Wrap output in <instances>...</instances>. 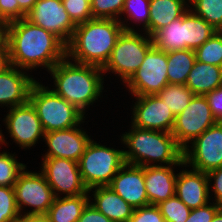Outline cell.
Returning a JSON list of instances; mask_svg holds the SVG:
<instances>
[{"label": "cell", "instance_id": "cell-34", "mask_svg": "<svg viewBox=\"0 0 222 222\" xmlns=\"http://www.w3.org/2000/svg\"><path fill=\"white\" fill-rule=\"evenodd\" d=\"M20 216L14 188L0 186V222H16Z\"/></svg>", "mask_w": 222, "mask_h": 222}, {"label": "cell", "instance_id": "cell-10", "mask_svg": "<svg viewBox=\"0 0 222 222\" xmlns=\"http://www.w3.org/2000/svg\"><path fill=\"white\" fill-rule=\"evenodd\" d=\"M13 188L20 214H22L24 206L32 207L31 211L25 213L26 215L47 214L56 198L42 172H30L24 169L19 174Z\"/></svg>", "mask_w": 222, "mask_h": 222}, {"label": "cell", "instance_id": "cell-22", "mask_svg": "<svg viewBox=\"0 0 222 222\" xmlns=\"http://www.w3.org/2000/svg\"><path fill=\"white\" fill-rule=\"evenodd\" d=\"M185 85L194 95L205 96L222 86V67L196 60Z\"/></svg>", "mask_w": 222, "mask_h": 222}, {"label": "cell", "instance_id": "cell-16", "mask_svg": "<svg viewBox=\"0 0 222 222\" xmlns=\"http://www.w3.org/2000/svg\"><path fill=\"white\" fill-rule=\"evenodd\" d=\"M108 186L134 209L149 205L142 166L125 163Z\"/></svg>", "mask_w": 222, "mask_h": 222}, {"label": "cell", "instance_id": "cell-19", "mask_svg": "<svg viewBox=\"0 0 222 222\" xmlns=\"http://www.w3.org/2000/svg\"><path fill=\"white\" fill-rule=\"evenodd\" d=\"M23 70L9 65L0 73V106L12 108L29 101L36 80Z\"/></svg>", "mask_w": 222, "mask_h": 222}, {"label": "cell", "instance_id": "cell-1", "mask_svg": "<svg viewBox=\"0 0 222 222\" xmlns=\"http://www.w3.org/2000/svg\"><path fill=\"white\" fill-rule=\"evenodd\" d=\"M3 41L9 65L27 71L39 66L49 71L66 57V44L59 37L26 18L4 25Z\"/></svg>", "mask_w": 222, "mask_h": 222}, {"label": "cell", "instance_id": "cell-25", "mask_svg": "<svg viewBox=\"0 0 222 222\" xmlns=\"http://www.w3.org/2000/svg\"><path fill=\"white\" fill-rule=\"evenodd\" d=\"M196 61L194 50L183 49L167 53V77L169 84H186L189 72Z\"/></svg>", "mask_w": 222, "mask_h": 222}, {"label": "cell", "instance_id": "cell-24", "mask_svg": "<svg viewBox=\"0 0 222 222\" xmlns=\"http://www.w3.org/2000/svg\"><path fill=\"white\" fill-rule=\"evenodd\" d=\"M88 195L56 197L46 215L51 222H77L84 207L91 201Z\"/></svg>", "mask_w": 222, "mask_h": 222}, {"label": "cell", "instance_id": "cell-21", "mask_svg": "<svg viewBox=\"0 0 222 222\" xmlns=\"http://www.w3.org/2000/svg\"><path fill=\"white\" fill-rule=\"evenodd\" d=\"M93 191L92 204L99 212L103 213L112 222H129L134 208L109 186H97L88 190Z\"/></svg>", "mask_w": 222, "mask_h": 222}, {"label": "cell", "instance_id": "cell-35", "mask_svg": "<svg viewBox=\"0 0 222 222\" xmlns=\"http://www.w3.org/2000/svg\"><path fill=\"white\" fill-rule=\"evenodd\" d=\"M91 12L93 18L115 19L121 21V12L125 0H91Z\"/></svg>", "mask_w": 222, "mask_h": 222}, {"label": "cell", "instance_id": "cell-9", "mask_svg": "<svg viewBox=\"0 0 222 222\" xmlns=\"http://www.w3.org/2000/svg\"><path fill=\"white\" fill-rule=\"evenodd\" d=\"M168 84L167 53L153 45L125 85L132 96H143L157 95Z\"/></svg>", "mask_w": 222, "mask_h": 222}, {"label": "cell", "instance_id": "cell-26", "mask_svg": "<svg viewBox=\"0 0 222 222\" xmlns=\"http://www.w3.org/2000/svg\"><path fill=\"white\" fill-rule=\"evenodd\" d=\"M185 25V49L196 50L217 31L203 18L189 9L183 15Z\"/></svg>", "mask_w": 222, "mask_h": 222}, {"label": "cell", "instance_id": "cell-44", "mask_svg": "<svg viewBox=\"0 0 222 222\" xmlns=\"http://www.w3.org/2000/svg\"><path fill=\"white\" fill-rule=\"evenodd\" d=\"M16 222H51L46 214L39 215H22Z\"/></svg>", "mask_w": 222, "mask_h": 222}, {"label": "cell", "instance_id": "cell-42", "mask_svg": "<svg viewBox=\"0 0 222 222\" xmlns=\"http://www.w3.org/2000/svg\"><path fill=\"white\" fill-rule=\"evenodd\" d=\"M209 182L214 180L213 191L215 203L222 206V167L214 169L207 173ZM213 179V180H212Z\"/></svg>", "mask_w": 222, "mask_h": 222}, {"label": "cell", "instance_id": "cell-3", "mask_svg": "<svg viewBox=\"0 0 222 222\" xmlns=\"http://www.w3.org/2000/svg\"><path fill=\"white\" fill-rule=\"evenodd\" d=\"M74 63L65 57L49 70L55 85L52 90L85 115L86 107L94 104L104 90L103 71L97 66Z\"/></svg>", "mask_w": 222, "mask_h": 222}, {"label": "cell", "instance_id": "cell-8", "mask_svg": "<svg viewBox=\"0 0 222 222\" xmlns=\"http://www.w3.org/2000/svg\"><path fill=\"white\" fill-rule=\"evenodd\" d=\"M217 123L205 96L194 95L189 105L178 115L172 129V135L178 145L185 150L204 131Z\"/></svg>", "mask_w": 222, "mask_h": 222}, {"label": "cell", "instance_id": "cell-6", "mask_svg": "<svg viewBox=\"0 0 222 222\" xmlns=\"http://www.w3.org/2000/svg\"><path fill=\"white\" fill-rule=\"evenodd\" d=\"M124 150L106 147L90 140L79 160V169L87 189L108 186L125 164Z\"/></svg>", "mask_w": 222, "mask_h": 222}, {"label": "cell", "instance_id": "cell-30", "mask_svg": "<svg viewBox=\"0 0 222 222\" xmlns=\"http://www.w3.org/2000/svg\"><path fill=\"white\" fill-rule=\"evenodd\" d=\"M196 60L222 67V34L214 33L205 43L195 50Z\"/></svg>", "mask_w": 222, "mask_h": 222}, {"label": "cell", "instance_id": "cell-46", "mask_svg": "<svg viewBox=\"0 0 222 222\" xmlns=\"http://www.w3.org/2000/svg\"><path fill=\"white\" fill-rule=\"evenodd\" d=\"M211 222H222V207L216 212Z\"/></svg>", "mask_w": 222, "mask_h": 222}, {"label": "cell", "instance_id": "cell-49", "mask_svg": "<svg viewBox=\"0 0 222 222\" xmlns=\"http://www.w3.org/2000/svg\"><path fill=\"white\" fill-rule=\"evenodd\" d=\"M218 32H220L221 34H222V27L219 29V31Z\"/></svg>", "mask_w": 222, "mask_h": 222}, {"label": "cell", "instance_id": "cell-40", "mask_svg": "<svg viewBox=\"0 0 222 222\" xmlns=\"http://www.w3.org/2000/svg\"><path fill=\"white\" fill-rule=\"evenodd\" d=\"M205 97L217 122H222V86L207 93Z\"/></svg>", "mask_w": 222, "mask_h": 222}, {"label": "cell", "instance_id": "cell-7", "mask_svg": "<svg viewBox=\"0 0 222 222\" xmlns=\"http://www.w3.org/2000/svg\"><path fill=\"white\" fill-rule=\"evenodd\" d=\"M153 46L152 37L136 31H123L118 37L110 58L102 68V73L118 74L126 83L142 64L147 51Z\"/></svg>", "mask_w": 222, "mask_h": 222}, {"label": "cell", "instance_id": "cell-4", "mask_svg": "<svg viewBox=\"0 0 222 222\" xmlns=\"http://www.w3.org/2000/svg\"><path fill=\"white\" fill-rule=\"evenodd\" d=\"M131 126V130L122 134L120 139L129 148L123 151L125 163L142 167L159 166L161 163L165 166L184 165L183 149L172 133Z\"/></svg>", "mask_w": 222, "mask_h": 222}, {"label": "cell", "instance_id": "cell-23", "mask_svg": "<svg viewBox=\"0 0 222 222\" xmlns=\"http://www.w3.org/2000/svg\"><path fill=\"white\" fill-rule=\"evenodd\" d=\"M187 1L189 0H150L149 36L152 37L158 30L183 16L190 7Z\"/></svg>", "mask_w": 222, "mask_h": 222}, {"label": "cell", "instance_id": "cell-32", "mask_svg": "<svg viewBox=\"0 0 222 222\" xmlns=\"http://www.w3.org/2000/svg\"><path fill=\"white\" fill-rule=\"evenodd\" d=\"M124 13L126 20L142 22L143 34L149 35L150 0H125L121 15Z\"/></svg>", "mask_w": 222, "mask_h": 222}, {"label": "cell", "instance_id": "cell-41", "mask_svg": "<svg viewBox=\"0 0 222 222\" xmlns=\"http://www.w3.org/2000/svg\"><path fill=\"white\" fill-rule=\"evenodd\" d=\"M77 222H112L103 213L99 212L90 201L84 207Z\"/></svg>", "mask_w": 222, "mask_h": 222}, {"label": "cell", "instance_id": "cell-47", "mask_svg": "<svg viewBox=\"0 0 222 222\" xmlns=\"http://www.w3.org/2000/svg\"><path fill=\"white\" fill-rule=\"evenodd\" d=\"M3 42V27L0 26V44Z\"/></svg>", "mask_w": 222, "mask_h": 222}, {"label": "cell", "instance_id": "cell-14", "mask_svg": "<svg viewBox=\"0 0 222 222\" xmlns=\"http://www.w3.org/2000/svg\"><path fill=\"white\" fill-rule=\"evenodd\" d=\"M4 121L10 137L23 149H29L40 137L44 138V129L30 101L10 108Z\"/></svg>", "mask_w": 222, "mask_h": 222}, {"label": "cell", "instance_id": "cell-20", "mask_svg": "<svg viewBox=\"0 0 222 222\" xmlns=\"http://www.w3.org/2000/svg\"><path fill=\"white\" fill-rule=\"evenodd\" d=\"M173 165L144 167L145 189L148 202L158 205L175 195L176 178Z\"/></svg>", "mask_w": 222, "mask_h": 222}, {"label": "cell", "instance_id": "cell-37", "mask_svg": "<svg viewBox=\"0 0 222 222\" xmlns=\"http://www.w3.org/2000/svg\"><path fill=\"white\" fill-rule=\"evenodd\" d=\"M129 222H165L157 205H146L133 210Z\"/></svg>", "mask_w": 222, "mask_h": 222}, {"label": "cell", "instance_id": "cell-48", "mask_svg": "<svg viewBox=\"0 0 222 222\" xmlns=\"http://www.w3.org/2000/svg\"><path fill=\"white\" fill-rule=\"evenodd\" d=\"M2 130H0V144L2 143H5V138L3 137L4 135L2 134L1 132Z\"/></svg>", "mask_w": 222, "mask_h": 222}, {"label": "cell", "instance_id": "cell-12", "mask_svg": "<svg viewBox=\"0 0 222 222\" xmlns=\"http://www.w3.org/2000/svg\"><path fill=\"white\" fill-rule=\"evenodd\" d=\"M42 159V169L40 170H42L41 172L55 197H60L61 192L65 194V197L88 194L78 162L65 158L43 157Z\"/></svg>", "mask_w": 222, "mask_h": 222}, {"label": "cell", "instance_id": "cell-5", "mask_svg": "<svg viewBox=\"0 0 222 222\" xmlns=\"http://www.w3.org/2000/svg\"><path fill=\"white\" fill-rule=\"evenodd\" d=\"M29 101L36 109L44 132L73 128L83 122L84 114L53 90L35 82Z\"/></svg>", "mask_w": 222, "mask_h": 222}, {"label": "cell", "instance_id": "cell-11", "mask_svg": "<svg viewBox=\"0 0 222 222\" xmlns=\"http://www.w3.org/2000/svg\"><path fill=\"white\" fill-rule=\"evenodd\" d=\"M183 150L184 166L208 173L222 167V122H217ZM189 164V165H187Z\"/></svg>", "mask_w": 222, "mask_h": 222}, {"label": "cell", "instance_id": "cell-45", "mask_svg": "<svg viewBox=\"0 0 222 222\" xmlns=\"http://www.w3.org/2000/svg\"><path fill=\"white\" fill-rule=\"evenodd\" d=\"M9 66L8 50L5 42L0 44V73Z\"/></svg>", "mask_w": 222, "mask_h": 222}, {"label": "cell", "instance_id": "cell-39", "mask_svg": "<svg viewBox=\"0 0 222 222\" xmlns=\"http://www.w3.org/2000/svg\"><path fill=\"white\" fill-rule=\"evenodd\" d=\"M18 20V1L0 0V26Z\"/></svg>", "mask_w": 222, "mask_h": 222}, {"label": "cell", "instance_id": "cell-33", "mask_svg": "<svg viewBox=\"0 0 222 222\" xmlns=\"http://www.w3.org/2000/svg\"><path fill=\"white\" fill-rule=\"evenodd\" d=\"M157 206L165 222H185L191 212V209L176 195L160 202Z\"/></svg>", "mask_w": 222, "mask_h": 222}, {"label": "cell", "instance_id": "cell-17", "mask_svg": "<svg viewBox=\"0 0 222 222\" xmlns=\"http://www.w3.org/2000/svg\"><path fill=\"white\" fill-rule=\"evenodd\" d=\"M78 127L80 126L45 133L43 139L49 148L43 157L65 158L79 162L91 138Z\"/></svg>", "mask_w": 222, "mask_h": 222}, {"label": "cell", "instance_id": "cell-36", "mask_svg": "<svg viewBox=\"0 0 222 222\" xmlns=\"http://www.w3.org/2000/svg\"><path fill=\"white\" fill-rule=\"evenodd\" d=\"M71 20L77 25L93 19L91 0H61Z\"/></svg>", "mask_w": 222, "mask_h": 222}, {"label": "cell", "instance_id": "cell-27", "mask_svg": "<svg viewBox=\"0 0 222 222\" xmlns=\"http://www.w3.org/2000/svg\"><path fill=\"white\" fill-rule=\"evenodd\" d=\"M153 45L166 53L185 49V25L183 16L158 30L153 36Z\"/></svg>", "mask_w": 222, "mask_h": 222}, {"label": "cell", "instance_id": "cell-28", "mask_svg": "<svg viewBox=\"0 0 222 222\" xmlns=\"http://www.w3.org/2000/svg\"><path fill=\"white\" fill-rule=\"evenodd\" d=\"M157 95L175 116L181 113L194 97L193 92L184 84H168Z\"/></svg>", "mask_w": 222, "mask_h": 222}, {"label": "cell", "instance_id": "cell-31", "mask_svg": "<svg viewBox=\"0 0 222 222\" xmlns=\"http://www.w3.org/2000/svg\"><path fill=\"white\" fill-rule=\"evenodd\" d=\"M24 169H26V165L17 162L14 154L0 153V186L13 187Z\"/></svg>", "mask_w": 222, "mask_h": 222}, {"label": "cell", "instance_id": "cell-18", "mask_svg": "<svg viewBox=\"0 0 222 222\" xmlns=\"http://www.w3.org/2000/svg\"><path fill=\"white\" fill-rule=\"evenodd\" d=\"M209 184L207 173L194 169H183L177 174L175 195L191 210L209 203Z\"/></svg>", "mask_w": 222, "mask_h": 222}, {"label": "cell", "instance_id": "cell-29", "mask_svg": "<svg viewBox=\"0 0 222 222\" xmlns=\"http://www.w3.org/2000/svg\"><path fill=\"white\" fill-rule=\"evenodd\" d=\"M190 9L203 18L216 31L222 27V0H189Z\"/></svg>", "mask_w": 222, "mask_h": 222}, {"label": "cell", "instance_id": "cell-43", "mask_svg": "<svg viewBox=\"0 0 222 222\" xmlns=\"http://www.w3.org/2000/svg\"><path fill=\"white\" fill-rule=\"evenodd\" d=\"M18 1V20L26 18L38 0H17Z\"/></svg>", "mask_w": 222, "mask_h": 222}, {"label": "cell", "instance_id": "cell-2", "mask_svg": "<svg viewBox=\"0 0 222 222\" xmlns=\"http://www.w3.org/2000/svg\"><path fill=\"white\" fill-rule=\"evenodd\" d=\"M115 19L93 18L76 25L66 44V57L76 63L103 68L123 31H135Z\"/></svg>", "mask_w": 222, "mask_h": 222}, {"label": "cell", "instance_id": "cell-13", "mask_svg": "<svg viewBox=\"0 0 222 222\" xmlns=\"http://www.w3.org/2000/svg\"><path fill=\"white\" fill-rule=\"evenodd\" d=\"M26 19L54 33L65 44L70 41L76 28L61 0H38Z\"/></svg>", "mask_w": 222, "mask_h": 222}, {"label": "cell", "instance_id": "cell-38", "mask_svg": "<svg viewBox=\"0 0 222 222\" xmlns=\"http://www.w3.org/2000/svg\"><path fill=\"white\" fill-rule=\"evenodd\" d=\"M222 206L215 202L206 204L205 206L192 209L188 219L185 222H211L216 212Z\"/></svg>", "mask_w": 222, "mask_h": 222}, {"label": "cell", "instance_id": "cell-15", "mask_svg": "<svg viewBox=\"0 0 222 222\" xmlns=\"http://www.w3.org/2000/svg\"><path fill=\"white\" fill-rule=\"evenodd\" d=\"M132 125L142 129L172 132L175 115L158 95L134 96Z\"/></svg>", "mask_w": 222, "mask_h": 222}]
</instances>
